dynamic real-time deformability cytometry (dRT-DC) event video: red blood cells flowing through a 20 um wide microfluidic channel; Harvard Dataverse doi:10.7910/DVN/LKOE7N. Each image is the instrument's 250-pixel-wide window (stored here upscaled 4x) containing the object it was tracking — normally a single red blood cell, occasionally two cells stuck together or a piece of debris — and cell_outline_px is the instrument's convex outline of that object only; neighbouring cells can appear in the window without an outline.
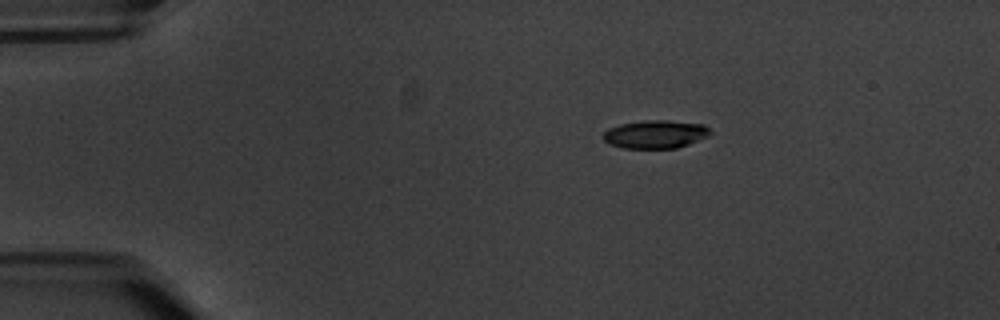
{"species": "common noctule bat (a hibernating species)", "species_latin": "Nyctalus noctula", "temperature_condition": "warm", "stored_images_in_passage": 3, "camera_frame_rate_fps": 3000, "um_per_image_px": 0.085, "animal": {"sex": "male", "body_mass_g": 20.1, "forearm_length_mm": 53.5}, "frame": {"image": 1, "passage_image": 1, "time_ms": 0.0, "image_size_px": [1000, 320], "cell_outline_px": [[712, 132], [708, 136], [688, 144], [676, 148], [624, 148], [612, 144], [604, 140], [604, 132], [608, 128], [620, 124], [644, 120], [668, 120], [704, 124]], "centroid_in_image_um": [55.73, 11.4], "position_along_channel_um": 29.3, "area_um2": 17.46}}
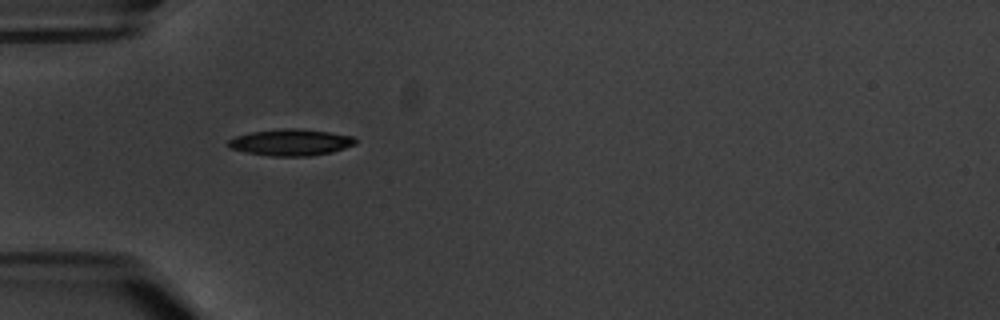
{"frame": {"image": 2, "passage_image": 3, "time_ms": 2.667, "image_size_px": [1000, 320], "cell_outline_px": [[356, 144], [332, 152], [312, 156], [272, 156], [248, 152], [228, 148], [228, 140], [236, 136], [252, 132], [284, 128], [296, 128], [328, 132], [352, 136], [356, 140]], "centroid_in_image_um": [24.72, 12.1], "position_along_channel_um": 60.3, "area_um2": 19.48}}